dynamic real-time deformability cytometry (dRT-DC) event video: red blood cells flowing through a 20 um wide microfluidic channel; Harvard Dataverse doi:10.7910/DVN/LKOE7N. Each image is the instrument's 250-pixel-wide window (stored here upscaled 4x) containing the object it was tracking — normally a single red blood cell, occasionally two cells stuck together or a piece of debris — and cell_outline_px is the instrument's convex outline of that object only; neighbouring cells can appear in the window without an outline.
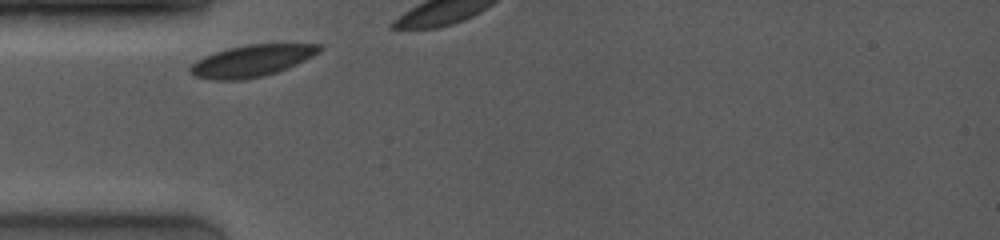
{"species": "common noctule bat (a hibernating species)", "species_latin": "Nyctalus noctula", "temperature_condition": "room temperature", "stored_images_in_passage": 8, "camera_frame_rate_fps": 4000, "um_per_image_px": 0.085, "animal": {"sex": "female", "body_mass_g": 19.0, "forearm_length_mm": 53.3}, "frame": {"image": 1, "passage_image": 1, "time_ms": 0.0, "image_size_px": [1000, 240], "cell_outline_px": [[324, 48], [320, 52], [288, 68], [264, 76], [244, 80], [212, 80], [196, 76], [188, 72], [188, 68], [196, 60], [204, 56], [228, 48], [248, 44], [324, 44]], "centroid_in_image_um": [21.4, 5.17], "position_along_channel_um": 63.6, "area_um2": 23.99}}